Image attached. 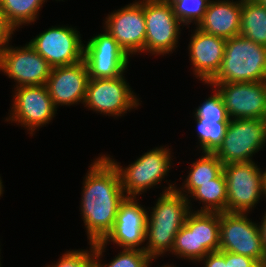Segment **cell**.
Returning a JSON list of instances; mask_svg holds the SVG:
<instances>
[{
    "label": "cell",
    "instance_id": "cell-1",
    "mask_svg": "<svg viewBox=\"0 0 266 267\" xmlns=\"http://www.w3.org/2000/svg\"><path fill=\"white\" fill-rule=\"evenodd\" d=\"M82 184L80 214L88 243H95L102 241L112 230L126 195L117 168L105 154L90 164Z\"/></svg>",
    "mask_w": 266,
    "mask_h": 267
},
{
    "label": "cell",
    "instance_id": "cell-2",
    "mask_svg": "<svg viewBox=\"0 0 266 267\" xmlns=\"http://www.w3.org/2000/svg\"><path fill=\"white\" fill-rule=\"evenodd\" d=\"M167 184L155 205L147 208L152 211L147 214L144 251L152 259L171 252L175 236L185 224L188 213L193 211L191 199L179 193L175 183Z\"/></svg>",
    "mask_w": 266,
    "mask_h": 267
},
{
    "label": "cell",
    "instance_id": "cell-3",
    "mask_svg": "<svg viewBox=\"0 0 266 267\" xmlns=\"http://www.w3.org/2000/svg\"><path fill=\"white\" fill-rule=\"evenodd\" d=\"M266 81V47L241 35L226 39L221 68L209 83Z\"/></svg>",
    "mask_w": 266,
    "mask_h": 267
},
{
    "label": "cell",
    "instance_id": "cell-4",
    "mask_svg": "<svg viewBox=\"0 0 266 267\" xmlns=\"http://www.w3.org/2000/svg\"><path fill=\"white\" fill-rule=\"evenodd\" d=\"M171 149L166 146L153 148L145 152L128 166H121L117 160L105 155L117 168L122 189L126 197H135L147 193V190L160 185L173 167Z\"/></svg>",
    "mask_w": 266,
    "mask_h": 267
},
{
    "label": "cell",
    "instance_id": "cell-5",
    "mask_svg": "<svg viewBox=\"0 0 266 267\" xmlns=\"http://www.w3.org/2000/svg\"><path fill=\"white\" fill-rule=\"evenodd\" d=\"M145 50L154 56L171 54L179 46L181 26L168 0H144Z\"/></svg>",
    "mask_w": 266,
    "mask_h": 267
},
{
    "label": "cell",
    "instance_id": "cell-6",
    "mask_svg": "<svg viewBox=\"0 0 266 267\" xmlns=\"http://www.w3.org/2000/svg\"><path fill=\"white\" fill-rule=\"evenodd\" d=\"M266 143V119H230L222 144L214 152L223 165L253 161Z\"/></svg>",
    "mask_w": 266,
    "mask_h": 267
},
{
    "label": "cell",
    "instance_id": "cell-7",
    "mask_svg": "<svg viewBox=\"0 0 266 267\" xmlns=\"http://www.w3.org/2000/svg\"><path fill=\"white\" fill-rule=\"evenodd\" d=\"M125 74L107 79H89L84 107L105 116L122 117L141 105Z\"/></svg>",
    "mask_w": 266,
    "mask_h": 267
},
{
    "label": "cell",
    "instance_id": "cell-8",
    "mask_svg": "<svg viewBox=\"0 0 266 267\" xmlns=\"http://www.w3.org/2000/svg\"><path fill=\"white\" fill-rule=\"evenodd\" d=\"M227 182L226 212L250 213L263 196V170L254 161L223 165Z\"/></svg>",
    "mask_w": 266,
    "mask_h": 267
},
{
    "label": "cell",
    "instance_id": "cell-9",
    "mask_svg": "<svg viewBox=\"0 0 266 267\" xmlns=\"http://www.w3.org/2000/svg\"><path fill=\"white\" fill-rule=\"evenodd\" d=\"M14 89L7 122L23 126L33 136L35 130L52 122L57 114L46 85L20 86Z\"/></svg>",
    "mask_w": 266,
    "mask_h": 267
},
{
    "label": "cell",
    "instance_id": "cell-10",
    "mask_svg": "<svg viewBox=\"0 0 266 267\" xmlns=\"http://www.w3.org/2000/svg\"><path fill=\"white\" fill-rule=\"evenodd\" d=\"M219 250L266 260L259 223L252 222L248 213H220Z\"/></svg>",
    "mask_w": 266,
    "mask_h": 267
},
{
    "label": "cell",
    "instance_id": "cell-11",
    "mask_svg": "<svg viewBox=\"0 0 266 267\" xmlns=\"http://www.w3.org/2000/svg\"><path fill=\"white\" fill-rule=\"evenodd\" d=\"M81 38L76 28L58 25L40 32L29 44L55 68L83 60L84 43Z\"/></svg>",
    "mask_w": 266,
    "mask_h": 267
},
{
    "label": "cell",
    "instance_id": "cell-12",
    "mask_svg": "<svg viewBox=\"0 0 266 267\" xmlns=\"http://www.w3.org/2000/svg\"><path fill=\"white\" fill-rule=\"evenodd\" d=\"M205 85L221 94L230 119H266V81Z\"/></svg>",
    "mask_w": 266,
    "mask_h": 267
},
{
    "label": "cell",
    "instance_id": "cell-13",
    "mask_svg": "<svg viewBox=\"0 0 266 267\" xmlns=\"http://www.w3.org/2000/svg\"><path fill=\"white\" fill-rule=\"evenodd\" d=\"M7 42L2 52V73L14 80V88L20 86L46 85L52 67L27 42L14 47Z\"/></svg>",
    "mask_w": 266,
    "mask_h": 267
},
{
    "label": "cell",
    "instance_id": "cell-14",
    "mask_svg": "<svg viewBox=\"0 0 266 267\" xmlns=\"http://www.w3.org/2000/svg\"><path fill=\"white\" fill-rule=\"evenodd\" d=\"M104 29L132 57L145 50L144 0L133 1L104 19Z\"/></svg>",
    "mask_w": 266,
    "mask_h": 267
},
{
    "label": "cell",
    "instance_id": "cell-15",
    "mask_svg": "<svg viewBox=\"0 0 266 267\" xmlns=\"http://www.w3.org/2000/svg\"><path fill=\"white\" fill-rule=\"evenodd\" d=\"M129 57L106 30L84 44L83 59L89 79H107L123 75L128 69Z\"/></svg>",
    "mask_w": 266,
    "mask_h": 267
},
{
    "label": "cell",
    "instance_id": "cell-16",
    "mask_svg": "<svg viewBox=\"0 0 266 267\" xmlns=\"http://www.w3.org/2000/svg\"><path fill=\"white\" fill-rule=\"evenodd\" d=\"M137 197H126L120 204L112 230L102 240L105 245L116 244L121 249L144 250L148 209Z\"/></svg>",
    "mask_w": 266,
    "mask_h": 267
},
{
    "label": "cell",
    "instance_id": "cell-17",
    "mask_svg": "<svg viewBox=\"0 0 266 267\" xmlns=\"http://www.w3.org/2000/svg\"><path fill=\"white\" fill-rule=\"evenodd\" d=\"M88 80L84 59L75 64L52 68L46 87L54 107L83 104Z\"/></svg>",
    "mask_w": 266,
    "mask_h": 267
},
{
    "label": "cell",
    "instance_id": "cell-18",
    "mask_svg": "<svg viewBox=\"0 0 266 267\" xmlns=\"http://www.w3.org/2000/svg\"><path fill=\"white\" fill-rule=\"evenodd\" d=\"M194 28L188 44V56L194 77L205 84L209 83L221 68L226 39Z\"/></svg>",
    "mask_w": 266,
    "mask_h": 267
},
{
    "label": "cell",
    "instance_id": "cell-19",
    "mask_svg": "<svg viewBox=\"0 0 266 267\" xmlns=\"http://www.w3.org/2000/svg\"><path fill=\"white\" fill-rule=\"evenodd\" d=\"M242 0H211L196 28L229 39L240 34Z\"/></svg>",
    "mask_w": 266,
    "mask_h": 267
},
{
    "label": "cell",
    "instance_id": "cell-20",
    "mask_svg": "<svg viewBox=\"0 0 266 267\" xmlns=\"http://www.w3.org/2000/svg\"><path fill=\"white\" fill-rule=\"evenodd\" d=\"M190 197L199 201V204L203 203L197 212H226L227 182L223 171L210 182L197 183V188L188 196V199Z\"/></svg>",
    "mask_w": 266,
    "mask_h": 267
},
{
    "label": "cell",
    "instance_id": "cell-21",
    "mask_svg": "<svg viewBox=\"0 0 266 267\" xmlns=\"http://www.w3.org/2000/svg\"><path fill=\"white\" fill-rule=\"evenodd\" d=\"M201 153V157L192 162L189 173L182 183L183 187H176V190L186 198L197 188V183L210 182L223 171V164L214 153Z\"/></svg>",
    "mask_w": 266,
    "mask_h": 267
},
{
    "label": "cell",
    "instance_id": "cell-22",
    "mask_svg": "<svg viewBox=\"0 0 266 267\" xmlns=\"http://www.w3.org/2000/svg\"><path fill=\"white\" fill-rule=\"evenodd\" d=\"M220 213L196 211L197 262L219 251Z\"/></svg>",
    "mask_w": 266,
    "mask_h": 267
},
{
    "label": "cell",
    "instance_id": "cell-23",
    "mask_svg": "<svg viewBox=\"0 0 266 267\" xmlns=\"http://www.w3.org/2000/svg\"><path fill=\"white\" fill-rule=\"evenodd\" d=\"M239 35L266 47V7L257 0H242Z\"/></svg>",
    "mask_w": 266,
    "mask_h": 267
},
{
    "label": "cell",
    "instance_id": "cell-24",
    "mask_svg": "<svg viewBox=\"0 0 266 267\" xmlns=\"http://www.w3.org/2000/svg\"><path fill=\"white\" fill-rule=\"evenodd\" d=\"M47 0H0L1 8L8 24L17 31L18 28L39 18L40 10Z\"/></svg>",
    "mask_w": 266,
    "mask_h": 267
},
{
    "label": "cell",
    "instance_id": "cell-25",
    "mask_svg": "<svg viewBox=\"0 0 266 267\" xmlns=\"http://www.w3.org/2000/svg\"><path fill=\"white\" fill-rule=\"evenodd\" d=\"M102 241L94 243L93 262L98 267H149L152 258L144 251L139 249H121L115 258L107 264H102L103 253L107 252Z\"/></svg>",
    "mask_w": 266,
    "mask_h": 267
},
{
    "label": "cell",
    "instance_id": "cell-26",
    "mask_svg": "<svg viewBox=\"0 0 266 267\" xmlns=\"http://www.w3.org/2000/svg\"><path fill=\"white\" fill-rule=\"evenodd\" d=\"M170 254L197 264L196 210L190 211L175 236Z\"/></svg>",
    "mask_w": 266,
    "mask_h": 267
},
{
    "label": "cell",
    "instance_id": "cell-27",
    "mask_svg": "<svg viewBox=\"0 0 266 267\" xmlns=\"http://www.w3.org/2000/svg\"><path fill=\"white\" fill-rule=\"evenodd\" d=\"M197 125L198 149L202 152L214 153L222 144L229 122H214L204 118H195Z\"/></svg>",
    "mask_w": 266,
    "mask_h": 267
},
{
    "label": "cell",
    "instance_id": "cell-28",
    "mask_svg": "<svg viewBox=\"0 0 266 267\" xmlns=\"http://www.w3.org/2000/svg\"><path fill=\"white\" fill-rule=\"evenodd\" d=\"M174 9L179 21L190 27L191 23L197 26L202 20L211 0H168Z\"/></svg>",
    "mask_w": 266,
    "mask_h": 267
},
{
    "label": "cell",
    "instance_id": "cell-29",
    "mask_svg": "<svg viewBox=\"0 0 266 267\" xmlns=\"http://www.w3.org/2000/svg\"><path fill=\"white\" fill-rule=\"evenodd\" d=\"M213 94L208 96L205 101L195 108L193 113L195 118H204L214 122H229L230 118L225 108L223 99L218 90L213 87Z\"/></svg>",
    "mask_w": 266,
    "mask_h": 267
},
{
    "label": "cell",
    "instance_id": "cell-30",
    "mask_svg": "<svg viewBox=\"0 0 266 267\" xmlns=\"http://www.w3.org/2000/svg\"><path fill=\"white\" fill-rule=\"evenodd\" d=\"M90 248L68 250L62 254L56 263L45 267H88L93 262L94 243H89Z\"/></svg>",
    "mask_w": 266,
    "mask_h": 267
},
{
    "label": "cell",
    "instance_id": "cell-31",
    "mask_svg": "<svg viewBox=\"0 0 266 267\" xmlns=\"http://www.w3.org/2000/svg\"><path fill=\"white\" fill-rule=\"evenodd\" d=\"M198 263H202V267H228V263L225 261V251L219 250L208 253Z\"/></svg>",
    "mask_w": 266,
    "mask_h": 267
},
{
    "label": "cell",
    "instance_id": "cell-32",
    "mask_svg": "<svg viewBox=\"0 0 266 267\" xmlns=\"http://www.w3.org/2000/svg\"><path fill=\"white\" fill-rule=\"evenodd\" d=\"M225 261L228 263V267H252L256 262V260L251 257L227 251H225Z\"/></svg>",
    "mask_w": 266,
    "mask_h": 267
},
{
    "label": "cell",
    "instance_id": "cell-33",
    "mask_svg": "<svg viewBox=\"0 0 266 267\" xmlns=\"http://www.w3.org/2000/svg\"><path fill=\"white\" fill-rule=\"evenodd\" d=\"M13 28L8 24L6 18L3 13V9L0 5V43L6 44L7 42L11 41L14 35Z\"/></svg>",
    "mask_w": 266,
    "mask_h": 267
},
{
    "label": "cell",
    "instance_id": "cell-34",
    "mask_svg": "<svg viewBox=\"0 0 266 267\" xmlns=\"http://www.w3.org/2000/svg\"><path fill=\"white\" fill-rule=\"evenodd\" d=\"M259 227H260L262 246L266 254V212L264 213L262 217L261 224H259Z\"/></svg>",
    "mask_w": 266,
    "mask_h": 267
},
{
    "label": "cell",
    "instance_id": "cell-35",
    "mask_svg": "<svg viewBox=\"0 0 266 267\" xmlns=\"http://www.w3.org/2000/svg\"><path fill=\"white\" fill-rule=\"evenodd\" d=\"M263 196L266 199V168L263 171Z\"/></svg>",
    "mask_w": 266,
    "mask_h": 267
},
{
    "label": "cell",
    "instance_id": "cell-36",
    "mask_svg": "<svg viewBox=\"0 0 266 267\" xmlns=\"http://www.w3.org/2000/svg\"><path fill=\"white\" fill-rule=\"evenodd\" d=\"M252 267H266V260L256 261Z\"/></svg>",
    "mask_w": 266,
    "mask_h": 267
},
{
    "label": "cell",
    "instance_id": "cell-37",
    "mask_svg": "<svg viewBox=\"0 0 266 267\" xmlns=\"http://www.w3.org/2000/svg\"><path fill=\"white\" fill-rule=\"evenodd\" d=\"M4 44L0 43V72L2 70V52H3Z\"/></svg>",
    "mask_w": 266,
    "mask_h": 267
},
{
    "label": "cell",
    "instance_id": "cell-38",
    "mask_svg": "<svg viewBox=\"0 0 266 267\" xmlns=\"http://www.w3.org/2000/svg\"><path fill=\"white\" fill-rule=\"evenodd\" d=\"M2 183H3V182H2V179H1V177H0V197L3 196V193H4V192H3V191H4V190H3V188H4L3 186H4V185H3Z\"/></svg>",
    "mask_w": 266,
    "mask_h": 267
},
{
    "label": "cell",
    "instance_id": "cell-39",
    "mask_svg": "<svg viewBox=\"0 0 266 267\" xmlns=\"http://www.w3.org/2000/svg\"><path fill=\"white\" fill-rule=\"evenodd\" d=\"M155 260H156V259H152V260H151L149 267H151L152 262H153V261L155 262ZM160 267H176V266H174V265H172V264L169 265V264L167 263L166 265L164 264L163 266H160Z\"/></svg>",
    "mask_w": 266,
    "mask_h": 267
},
{
    "label": "cell",
    "instance_id": "cell-40",
    "mask_svg": "<svg viewBox=\"0 0 266 267\" xmlns=\"http://www.w3.org/2000/svg\"><path fill=\"white\" fill-rule=\"evenodd\" d=\"M260 4L266 7V0H257Z\"/></svg>",
    "mask_w": 266,
    "mask_h": 267
},
{
    "label": "cell",
    "instance_id": "cell-41",
    "mask_svg": "<svg viewBox=\"0 0 266 267\" xmlns=\"http://www.w3.org/2000/svg\"><path fill=\"white\" fill-rule=\"evenodd\" d=\"M88 267H98L94 262H92Z\"/></svg>",
    "mask_w": 266,
    "mask_h": 267
}]
</instances>
